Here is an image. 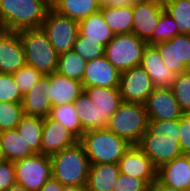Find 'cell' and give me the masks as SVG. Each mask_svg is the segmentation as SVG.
I'll use <instances>...</instances> for the list:
<instances>
[{
  "instance_id": "6da1fadb",
  "label": "cell",
  "mask_w": 190,
  "mask_h": 191,
  "mask_svg": "<svg viewBox=\"0 0 190 191\" xmlns=\"http://www.w3.org/2000/svg\"><path fill=\"white\" fill-rule=\"evenodd\" d=\"M50 8L43 0H0V24L15 32L41 28Z\"/></svg>"
},
{
  "instance_id": "7a4b0ae2",
  "label": "cell",
  "mask_w": 190,
  "mask_h": 191,
  "mask_svg": "<svg viewBox=\"0 0 190 191\" xmlns=\"http://www.w3.org/2000/svg\"><path fill=\"white\" fill-rule=\"evenodd\" d=\"M50 159L52 177L64 186L87 185L90 162L79 141L73 146L52 154Z\"/></svg>"
},
{
  "instance_id": "3957f363",
  "label": "cell",
  "mask_w": 190,
  "mask_h": 191,
  "mask_svg": "<svg viewBox=\"0 0 190 191\" xmlns=\"http://www.w3.org/2000/svg\"><path fill=\"white\" fill-rule=\"evenodd\" d=\"M79 142L83 145L90 164H118L132 145L107 128L86 131Z\"/></svg>"
},
{
  "instance_id": "277c9868",
  "label": "cell",
  "mask_w": 190,
  "mask_h": 191,
  "mask_svg": "<svg viewBox=\"0 0 190 191\" xmlns=\"http://www.w3.org/2000/svg\"><path fill=\"white\" fill-rule=\"evenodd\" d=\"M25 53L26 65L34 67L43 75L55 73L58 68V54L42 28L19 31Z\"/></svg>"
},
{
  "instance_id": "5b68a950",
  "label": "cell",
  "mask_w": 190,
  "mask_h": 191,
  "mask_svg": "<svg viewBox=\"0 0 190 191\" xmlns=\"http://www.w3.org/2000/svg\"><path fill=\"white\" fill-rule=\"evenodd\" d=\"M148 123L149 117L144 104L123 101L109 117L106 128L130 144L137 145L147 131Z\"/></svg>"
},
{
  "instance_id": "8992f818",
  "label": "cell",
  "mask_w": 190,
  "mask_h": 191,
  "mask_svg": "<svg viewBox=\"0 0 190 191\" xmlns=\"http://www.w3.org/2000/svg\"><path fill=\"white\" fill-rule=\"evenodd\" d=\"M147 42L133 33L117 34L105 46L104 56L120 72L140 66Z\"/></svg>"
},
{
  "instance_id": "52a82bcc",
  "label": "cell",
  "mask_w": 190,
  "mask_h": 191,
  "mask_svg": "<svg viewBox=\"0 0 190 191\" xmlns=\"http://www.w3.org/2000/svg\"><path fill=\"white\" fill-rule=\"evenodd\" d=\"M58 55L71 51L79 35V23L50 8L41 26Z\"/></svg>"
},
{
  "instance_id": "ba28073f",
  "label": "cell",
  "mask_w": 190,
  "mask_h": 191,
  "mask_svg": "<svg viewBox=\"0 0 190 191\" xmlns=\"http://www.w3.org/2000/svg\"><path fill=\"white\" fill-rule=\"evenodd\" d=\"M13 164L16 183L28 191H38L52 177V163L49 155L35 153Z\"/></svg>"
},
{
  "instance_id": "9c48e42d",
  "label": "cell",
  "mask_w": 190,
  "mask_h": 191,
  "mask_svg": "<svg viewBox=\"0 0 190 191\" xmlns=\"http://www.w3.org/2000/svg\"><path fill=\"white\" fill-rule=\"evenodd\" d=\"M166 67L175 75L190 70V35L179 34L170 40L155 43Z\"/></svg>"
},
{
  "instance_id": "30bf717a",
  "label": "cell",
  "mask_w": 190,
  "mask_h": 191,
  "mask_svg": "<svg viewBox=\"0 0 190 191\" xmlns=\"http://www.w3.org/2000/svg\"><path fill=\"white\" fill-rule=\"evenodd\" d=\"M118 89L123 101L144 104L155 86L148 73L136 66L121 72Z\"/></svg>"
},
{
  "instance_id": "8fae6325",
  "label": "cell",
  "mask_w": 190,
  "mask_h": 191,
  "mask_svg": "<svg viewBox=\"0 0 190 191\" xmlns=\"http://www.w3.org/2000/svg\"><path fill=\"white\" fill-rule=\"evenodd\" d=\"M158 169L163 164L183 155L178 138L143 134L137 144Z\"/></svg>"
},
{
  "instance_id": "7c38bea8",
  "label": "cell",
  "mask_w": 190,
  "mask_h": 191,
  "mask_svg": "<svg viewBox=\"0 0 190 191\" xmlns=\"http://www.w3.org/2000/svg\"><path fill=\"white\" fill-rule=\"evenodd\" d=\"M133 26L132 33L138 38L152 45V35L164 11L162 0H150L132 5Z\"/></svg>"
},
{
  "instance_id": "4fadbf2b",
  "label": "cell",
  "mask_w": 190,
  "mask_h": 191,
  "mask_svg": "<svg viewBox=\"0 0 190 191\" xmlns=\"http://www.w3.org/2000/svg\"><path fill=\"white\" fill-rule=\"evenodd\" d=\"M144 107L149 120H177L184 115L170 88H155Z\"/></svg>"
},
{
  "instance_id": "5bb4252c",
  "label": "cell",
  "mask_w": 190,
  "mask_h": 191,
  "mask_svg": "<svg viewBox=\"0 0 190 191\" xmlns=\"http://www.w3.org/2000/svg\"><path fill=\"white\" fill-rule=\"evenodd\" d=\"M118 165L120 173L143 179L150 186L157 180V168L138 145H131Z\"/></svg>"
},
{
  "instance_id": "9a60e30c",
  "label": "cell",
  "mask_w": 190,
  "mask_h": 191,
  "mask_svg": "<svg viewBox=\"0 0 190 191\" xmlns=\"http://www.w3.org/2000/svg\"><path fill=\"white\" fill-rule=\"evenodd\" d=\"M121 72L115 68L103 55L100 58L87 61L82 86L118 88Z\"/></svg>"
},
{
  "instance_id": "2e32d148",
  "label": "cell",
  "mask_w": 190,
  "mask_h": 191,
  "mask_svg": "<svg viewBox=\"0 0 190 191\" xmlns=\"http://www.w3.org/2000/svg\"><path fill=\"white\" fill-rule=\"evenodd\" d=\"M79 139L62 123L44 118L40 153L51 156L54 153L75 145Z\"/></svg>"
},
{
  "instance_id": "e0dca14e",
  "label": "cell",
  "mask_w": 190,
  "mask_h": 191,
  "mask_svg": "<svg viewBox=\"0 0 190 191\" xmlns=\"http://www.w3.org/2000/svg\"><path fill=\"white\" fill-rule=\"evenodd\" d=\"M26 65L25 53L18 32H0V73H14Z\"/></svg>"
},
{
  "instance_id": "ac0fdd59",
  "label": "cell",
  "mask_w": 190,
  "mask_h": 191,
  "mask_svg": "<svg viewBox=\"0 0 190 191\" xmlns=\"http://www.w3.org/2000/svg\"><path fill=\"white\" fill-rule=\"evenodd\" d=\"M157 180L164 185L188 190L190 185V155H182L157 169Z\"/></svg>"
},
{
  "instance_id": "d6986e66",
  "label": "cell",
  "mask_w": 190,
  "mask_h": 191,
  "mask_svg": "<svg viewBox=\"0 0 190 191\" xmlns=\"http://www.w3.org/2000/svg\"><path fill=\"white\" fill-rule=\"evenodd\" d=\"M140 66L151 77L155 88H170L173 84L175 74L166 67L163 58L154 45L147 44Z\"/></svg>"
},
{
  "instance_id": "ffe728a7",
  "label": "cell",
  "mask_w": 190,
  "mask_h": 191,
  "mask_svg": "<svg viewBox=\"0 0 190 191\" xmlns=\"http://www.w3.org/2000/svg\"><path fill=\"white\" fill-rule=\"evenodd\" d=\"M83 91L81 82L69 79L57 72L50 74L47 99L52 107L74 103Z\"/></svg>"
},
{
  "instance_id": "44dd1931",
  "label": "cell",
  "mask_w": 190,
  "mask_h": 191,
  "mask_svg": "<svg viewBox=\"0 0 190 191\" xmlns=\"http://www.w3.org/2000/svg\"><path fill=\"white\" fill-rule=\"evenodd\" d=\"M50 87V74L43 77L23 96L22 106L25 115L45 118L52 108L47 99Z\"/></svg>"
},
{
  "instance_id": "7402d4cb",
  "label": "cell",
  "mask_w": 190,
  "mask_h": 191,
  "mask_svg": "<svg viewBox=\"0 0 190 191\" xmlns=\"http://www.w3.org/2000/svg\"><path fill=\"white\" fill-rule=\"evenodd\" d=\"M120 174L118 164H90L86 187L88 191H112Z\"/></svg>"
},
{
  "instance_id": "603a6c76",
  "label": "cell",
  "mask_w": 190,
  "mask_h": 191,
  "mask_svg": "<svg viewBox=\"0 0 190 191\" xmlns=\"http://www.w3.org/2000/svg\"><path fill=\"white\" fill-rule=\"evenodd\" d=\"M84 91L96 105L106 123L123 102L118 88L89 87L84 88Z\"/></svg>"
},
{
  "instance_id": "cb8c5ba5",
  "label": "cell",
  "mask_w": 190,
  "mask_h": 191,
  "mask_svg": "<svg viewBox=\"0 0 190 191\" xmlns=\"http://www.w3.org/2000/svg\"><path fill=\"white\" fill-rule=\"evenodd\" d=\"M78 23L83 40L99 41L103 46H106L115 36L104 21L101 11L91 14Z\"/></svg>"
},
{
  "instance_id": "d4e9b609",
  "label": "cell",
  "mask_w": 190,
  "mask_h": 191,
  "mask_svg": "<svg viewBox=\"0 0 190 191\" xmlns=\"http://www.w3.org/2000/svg\"><path fill=\"white\" fill-rule=\"evenodd\" d=\"M51 8L60 15L79 22L100 11L101 3L98 0H56Z\"/></svg>"
},
{
  "instance_id": "484cf974",
  "label": "cell",
  "mask_w": 190,
  "mask_h": 191,
  "mask_svg": "<svg viewBox=\"0 0 190 191\" xmlns=\"http://www.w3.org/2000/svg\"><path fill=\"white\" fill-rule=\"evenodd\" d=\"M3 155L9 162H15L35 154L16 129L0 132Z\"/></svg>"
},
{
  "instance_id": "4316f807",
  "label": "cell",
  "mask_w": 190,
  "mask_h": 191,
  "mask_svg": "<svg viewBox=\"0 0 190 191\" xmlns=\"http://www.w3.org/2000/svg\"><path fill=\"white\" fill-rule=\"evenodd\" d=\"M74 105L84 133L86 131L107 127V123L103 120V117H101L100 111L85 91L74 101Z\"/></svg>"
},
{
  "instance_id": "83f0119b",
  "label": "cell",
  "mask_w": 190,
  "mask_h": 191,
  "mask_svg": "<svg viewBox=\"0 0 190 191\" xmlns=\"http://www.w3.org/2000/svg\"><path fill=\"white\" fill-rule=\"evenodd\" d=\"M100 11L114 35L132 33L133 8L132 5L124 7H101Z\"/></svg>"
},
{
  "instance_id": "f1b7e54d",
  "label": "cell",
  "mask_w": 190,
  "mask_h": 191,
  "mask_svg": "<svg viewBox=\"0 0 190 191\" xmlns=\"http://www.w3.org/2000/svg\"><path fill=\"white\" fill-rule=\"evenodd\" d=\"M44 118L23 115L16 130L34 153H40Z\"/></svg>"
},
{
  "instance_id": "f546056e",
  "label": "cell",
  "mask_w": 190,
  "mask_h": 191,
  "mask_svg": "<svg viewBox=\"0 0 190 191\" xmlns=\"http://www.w3.org/2000/svg\"><path fill=\"white\" fill-rule=\"evenodd\" d=\"M48 118L62 123L78 139L84 134L74 103L52 107Z\"/></svg>"
},
{
  "instance_id": "4dcf8cb0",
  "label": "cell",
  "mask_w": 190,
  "mask_h": 191,
  "mask_svg": "<svg viewBox=\"0 0 190 191\" xmlns=\"http://www.w3.org/2000/svg\"><path fill=\"white\" fill-rule=\"evenodd\" d=\"M87 61L73 50L58 56L57 73L79 82H82Z\"/></svg>"
},
{
  "instance_id": "1f68e13d",
  "label": "cell",
  "mask_w": 190,
  "mask_h": 191,
  "mask_svg": "<svg viewBox=\"0 0 190 191\" xmlns=\"http://www.w3.org/2000/svg\"><path fill=\"white\" fill-rule=\"evenodd\" d=\"M164 11L170 15L179 34L190 35V0H162Z\"/></svg>"
},
{
  "instance_id": "d6a6232c",
  "label": "cell",
  "mask_w": 190,
  "mask_h": 191,
  "mask_svg": "<svg viewBox=\"0 0 190 191\" xmlns=\"http://www.w3.org/2000/svg\"><path fill=\"white\" fill-rule=\"evenodd\" d=\"M170 89L179 104L180 110L184 114L190 112V70L175 75V79Z\"/></svg>"
},
{
  "instance_id": "836d02e7",
  "label": "cell",
  "mask_w": 190,
  "mask_h": 191,
  "mask_svg": "<svg viewBox=\"0 0 190 191\" xmlns=\"http://www.w3.org/2000/svg\"><path fill=\"white\" fill-rule=\"evenodd\" d=\"M23 115L22 103L0 102V132L15 129Z\"/></svg>"
},
{
  "instance_id": "e575fe53",
  "label": "cell",
  "mask_w": 190,
  "mask_h": 191,
  "mask_svg": "<svg viewBox=\"0 0 190 191\" xmlns=\"http://www.w3.org/2000/svg\"><path fill=\"white\" fill-rule=\"evenodd\" d=\"M13 79L24 96L43 77V74L34 67L25 65L12 73Z\"/></svg>"
},
{
  "instance_id": "d590c367",
  "label": "cell",
  "mask_w": 190,
  "mask_h": 191,
  "mask_svg": "<svg viewBox=\"0 0 190 191\" xmlns=\"http://www.w3.org/2000/svg\"><path fill=\"white\" fill-rule=\"evenodd\" d=\"M72 50L86 61H90L102 57L105 46L99 41L83 40V35L79 32Z\"/></svg>"
},
{
  "instance_id": "8d00e7d4",
  "label": "cell",
  "mask_w": 190,
  "mask_h": 191,
  "mask_svg": "<svg viewBox=\"0 0 190 191\" xmlns=\"http://www.w3.org/2000/svg\"><path fill=\"white\" fill-rule=\"evenodd\" d=\"M179 35L174 19L163 11L159 18V23L153 31L152 45L158 42L167 41Z\"/></svg>"
},
{
  "instance_id": "74e56055",
  "label": "cell",
  "mask_w": 190,
  "mask_h": 191,
  "mask_svg": "<svg viewBox=\"0 0 190 191\" xmlns=\"http://www.w3.org/2000/svg\"><path fill=\"white\" fill-rule=\"evenodd\" d=\"M144 134L163 135L180 140V119L177 120H149Z\"/></svg>"
},
{
  "instance_id": "f35d334b",
  "label": "cell",
  "mask_w": 190,
  "mask_h": 191,
  "mask_svg": "<svg viewBox=\"0 0 190 191\" xmlns=\"http://www.w3.org/2000/svg\"><path fill=\"white\" fill-rule=\"evenodd\" d=\"M22 99L12 73H0V102L22 103Z\"/></svg>"
},
{
  "instance_id": "ab89813d",
  "label": "cell",
  "mask_w": 190,
  "mask_h": 191,
  "mask_svg": "<svg viewBox=\"0 0 190 191\" xmlns=\"http://www.w3.org/2000/svg\"><path fill=\"white\" fill-rule=\"evenodd\" d=\"M151 186L143 179L120 174L112 191H149Z\"/></svg>"
},
{
  "instance_id": "60d3db41",
  "label": "cell",
  "mask_w": 190,
  "mask_h": 191,
  "mask_svg": "<svg viewBox=\"0 0 190 191\" xmlns=\"http://www.w3.org/2000/svg\"><path fill=\"white\" fill-rule=\"evenodd\" d=\"M14 184H16L14 164L5 160L0 163V191H7Z\"/></svg>"
},
{
  "instance_id": "b9f144b4",
  "label": "cell",
  "mask_w": 190,
  "mask_h": 191,
  "mask_svg": "<svg viewBox=\"0 0 190 191\" xmlns=\"http://www.w3.org/2000/svg\"><path fill=\"white\" fill-rule=\"evenodd\" d=\"M180 148L183 155H190V117L184 114L180 118Z\"/></svg>"
},
{
  "instance_id": "7bdbcfd3",
  "label": "cell",
  "mask_w": 190,
  "mask_h": 191,
  "mask_svg": "<svg viewBox=\"0 0 190 191\" xmlns=\"http://www.w3.org/2000/svg\"><path fill=\"white\" fill-rule=\"evenodd\" d=\"M64 185L51 177L38 191H62Z\"/></svg>"
},
{
  "instance_id": "ee69618b",
  "label": "cell",
  "mask_w": 190,
  "mask_h": 191,
  "mask_svg": "<svg viewBox=\"0 0 190 191\" xmlns=\"http://www.w3.org/2000/svg\"><path fill=\"white\" fill-rule=\"evenodd\" d=\"M151 191H188L182 189H176L164 184H161L158 180L151 186Z\"/></svg>"
},
{
  "instance_id": "f6af8a7d",
  "label": "cell",
  "mask_w": 190,
  "mask_h": 191,
  "mask_svg": "<svg viewBox=\"0 0 190 191\" xmlns=\"http://www.w3.org/2000/svg\"><path fill=\"white\" fill-rule=\"evenodd\" d=\"M123 7V0H104V2L101 4V7Z\"/></svg>"
},
{
  "instance_id": "bcb514c9",
  "label": "cell",
  "mask_w": 190,
  "mask_h": 191,
  "mask_svg": "<svg viewBox=\"0 0 190 191\" xmlns=\"http://www.w3.org/2000/svg\"><path fill=\"white\" fill-rule=\"evenodd\" d=\"M62 191H88L86 186H64Z\"/></svg>"
},
{
  "instance_id": "7dc6e473",
  "label": "cell",
  "mask_w": 190,
  "mask_h": 191,
  "mask_svg": "<svg viewBox=\"0 0 190 191\" xmlns=\"http://www.w3.org/2000/svg\"><path fill=\"white\" fill-rule=\"evenodd\" d=\"M150 0H123V7L128 5H134L142 2H147Z\"/></svg>"
},
{
  "instance_id": "c3c4849f",
  "label": "cell",
  "mask_w": 190,
  "mask_h": 191,
  "mask_svg": "<svg viewBox=\"0 0 190 191\" xmlns=\"http://www.w3.org/2000/svg\"><path fill=\"white\" fill-rule=\"evenodd\" d=\"M7 191H28L25 187L19 184L12 185Z\"/></svg>"
},
{
  "instance_id": "681fc988",
  "label": "cell",
  "mask_w": 190,
  "mask_h": 191,
  "mask_svg": "<svg viewBox=\"0 0 190 191\" xmlns=\"http://www.w3.org/2000/svg\"><path fill=\"white\" fill-rule=\"evenodd\" d=\"M45 3H47L50 7H52L55 4L56 0H43Z\"/></svg>"
},
{
  "instance_id": "f907efd6",
  "label": "cell",
  "mask_w": 190,
  "mask_h": 191,
  "mask_svg": "<svg viewBox=\"0 0 190 191\" xmlns=\"http://www.w3.org/2000/svg\"><path fill=\"white\" fill-rule=\"evenodd\" d=\"M5 160L6 159H5L4 155H3V152H2V149H1V145H0V163L5 161Z\"/></svg>"
}]
</instances>
